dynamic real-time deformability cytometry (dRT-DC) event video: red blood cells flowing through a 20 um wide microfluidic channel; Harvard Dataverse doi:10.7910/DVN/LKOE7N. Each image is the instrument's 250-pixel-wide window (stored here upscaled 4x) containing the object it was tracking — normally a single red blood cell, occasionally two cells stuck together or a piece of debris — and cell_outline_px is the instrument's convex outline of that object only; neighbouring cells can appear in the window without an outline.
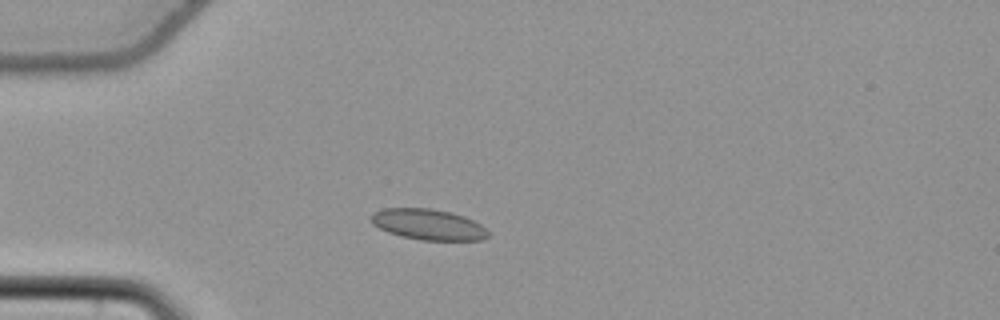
{"species": "common noctule bat (a hibernating species)", "species_latin": "Nyctalus noctula", "temperature_condition": "cold", "stored_images_in_passage": 45, "camera_frame_rate_fps": 3000, "um_per_image_px": 0.085, "animal": {"sex": "female", "body_mass_g": 22.7, "forearm_length_mm": 54.2}, "frame": {"image": 1, "passage_image": 9, "time_ms": 2.667, "image_size_px": [1000, 320], "cell_outline_px": [[488, 236], [480, 240], [420, 240], [400, 236], [388, 232], [372, 224], [368, 220], [368, 216], [372, 212], [384, 208], [432, 208], [452, 212], [464, 216], [480, 224], [488, 232]], "centroid_in_image_um": [36.33, 19.07], "position_along_channel_um": 48.7, "area_um2": 21.21}}
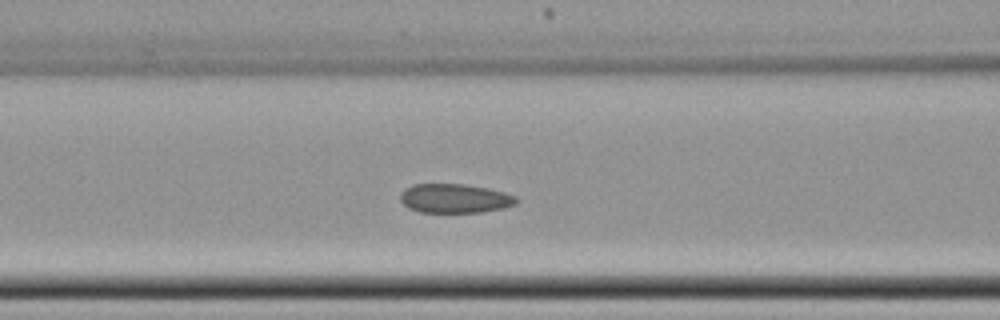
{"frame": {"image": 2, "passage_image": 17, "time_ms": 5.333, "image_size_px": [1000, 320], "cell_outline_px": [[520, 200], [516, 204], [504, 208], [480, 212], [420, 212], [408, 208], [400, 200], [400, 192], [404, 188], [412, 184], [464, 184], [488, 188], [504, 192], [516, 196]], "centroid_in_image_um": [38.65, 16.86], "position_along_channel_um": 127.9, "area_um2": 19.88}}
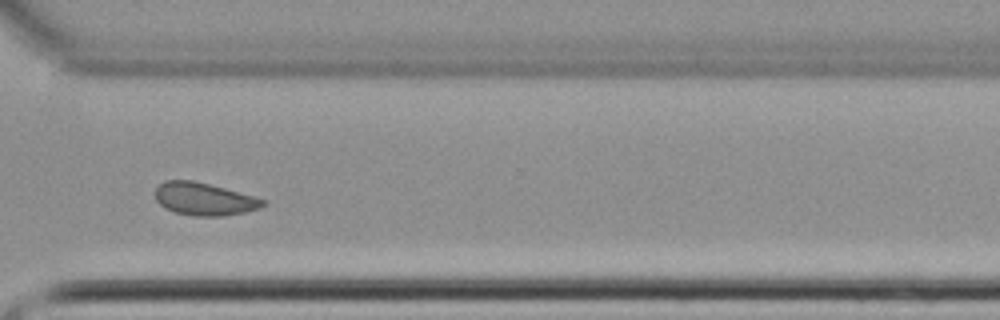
{"frame": {"image": 3, "passage_image": 35, "time_ms": 11.333, "image_size_px": [1000, 320], "cell_outline_px": [[268, 204], [244, 212], [220, 216], [192, 216], [176, 212], [164, 208], [156, 200], [156, 188], [164, 180], [192, 180], [224, 188], [268, 200]], "centroid_in_image_um": [17.35, 16.91], "position_along_channel_um": 353.3, "area_um2": 20.35}, "authors_computed_cell_mechanics": {"area_um2": 20.519, "velocity_mm_per_s": 3.7494, "shape_relaxation_time_tau1_ms": null, "shape_relaxation_time_tau2_ms": 6.1766, "deformation_change_tau1": null, "deformation_change_tau2": 0.0892}}